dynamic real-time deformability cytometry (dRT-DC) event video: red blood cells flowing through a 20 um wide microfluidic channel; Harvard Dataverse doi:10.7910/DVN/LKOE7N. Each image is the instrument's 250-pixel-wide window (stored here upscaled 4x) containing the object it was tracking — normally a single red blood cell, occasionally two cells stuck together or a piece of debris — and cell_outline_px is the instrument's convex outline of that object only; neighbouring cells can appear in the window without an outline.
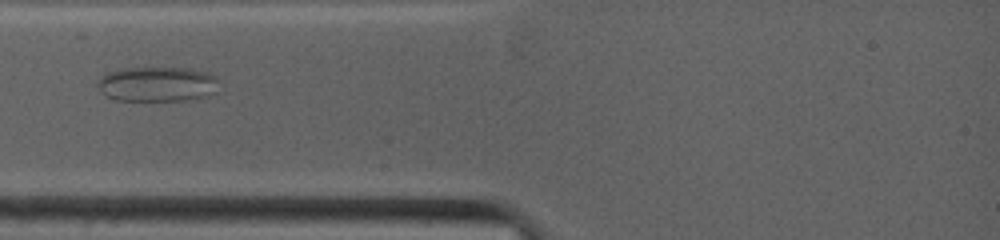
{"species": "common noctule bat (a hibernating species)", "species_latin": "Nyctalus noctula", "temperature_condition": "warm", "stored_images_in_passage": 45, "camera_frame_rate_fps": 4500, "um_per_image_px": 0.085, "animal": {"sex": "female", "body_mass_g": 19.0, "forearm_length_mm": 53.3}, "frame": {"image": 1, "passage_image": 4, "time_ms": 0.667, "image_size_px": [1000, 240], "cell_outline_px": [[216, 80], [212, 92], [208, 96], [184, 100], [116, 100], [100, 92], [96, 88], [96, 84], [100, 76], [108, 72], [120, 68], [188, 68], [208, 72], [216, 76]], "centroid_in_image_um": [13.28, 7.14], "position_along_channel_um": 71.7, "area_um2": 24.57}}
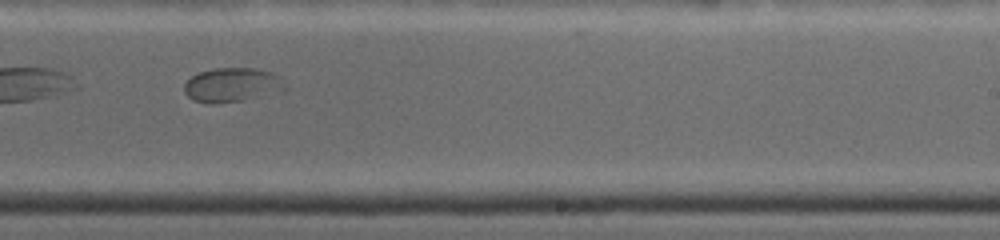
{"frame": {"image": 2, "passage_image": 27, "time_ms": 5.778, "image_size_px": [1000, 240], "cell_outline_px": [[288, 88], [284, 92], [244, 100], [212, 104], [208, 104], [192, 100], [184, 92], [184, 84], [192, 76], [200, 72], [212, 68], [256, 68], [272, 72], [280, 76]], "centroid_in_image_um": [19.78, 7.23], "position_along_channel_um": 269.2, "area_um2": 20.58}}
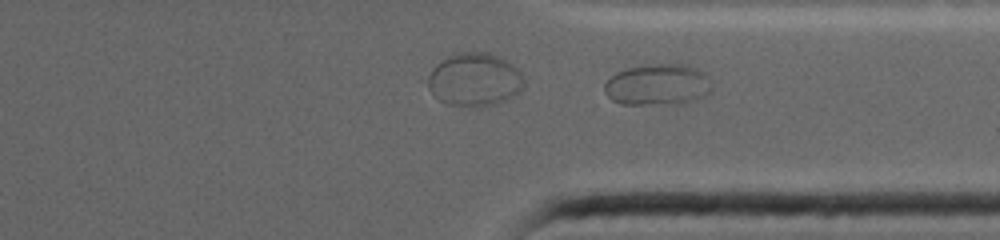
{"frame": {"image": 3, "passage_image": 37, "time_ms": 8.0, "image_size_px": [1000, 240], "cell_outline_px": [[712, 88], [704, 96], [696, 100], [684, 104], [620, 104], [612, 100], [604, 92], [604, 84], [616, 72], [628, 68], [656, 64], [688, 64], [704, 72], [708, 76], [712, 84]], "centroid_in_image_um": [55.94, 7.21], "position_along_channel_um": 355.5, "area_um2": 26.07}}